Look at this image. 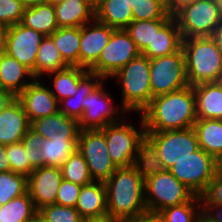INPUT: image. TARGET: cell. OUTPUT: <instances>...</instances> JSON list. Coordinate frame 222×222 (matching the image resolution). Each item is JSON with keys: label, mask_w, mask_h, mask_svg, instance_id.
Here are the masks:
<instances>
[{"label": "cell", "mask_w": 222, "mask_h": 222, "mask_svg": "<svg viewBox=\"0 0 222 222\" xmlns=\"http://www.w3.org/2000/svg\"><path fill=\"white\" fill-rule=\"evenodd\" d=\"M21 4L25 7H33L36 6L38 3H41L39 0H19Z\"/></svg>", "instance_id": "obj_55"}, {"label": "cell", "mask_w": 222, "mask_h": 222, "mask_svg": "<svg viewBox=\"0 0 222 222\" xmlns=\"http://www.w3.org/2000/svg\"><path fill=\"white\" fill-rule=\"evenodd\" d=\"M103 80L102 76L88 72L78 83V92L58 103L59 112L80 120L83 116V99L88 96Z\"/></svg>", "instance_id": "obj_31"}, {"label": "cell", "mask_w": 222, "mask_h": 222, "mask_svg": "<svg viewBox=\"0 0 222 222\" xmlns=\"http://www.w3.org/2000/svg\"><path fill=\"white\" fill-rule=\"evenodd\" d=\"M78 139L50 140L42 138L41 157L43 166L61 167L77 150Z\"/></svg>", "instance_id": "obj_33"}, {"label": "cell", "mask_w": 222, "mask_h": 222, "mask_svg": "<svg viewBox=\"0 0 222 222\" xmlns=\"http://www.w3.org/2000/svg\"><path fill=\"white\" fill-rule=\"evenodd\" d=\"M34 80L31 71L4 51L0 53V87L16 97Z\"/></svg>", "instance_id": "obj_22"}, {"label": "cell", "mask_w": 222, "mask_h": 222, "mask_svg": "<svg viewBox=\"0 0 222 222\" xmlns=\"http://www.w3.org/2000/svg\"><path fill=\"white\" fill-rule=\"evenodd\" d=\"M201 214L200 197L194 195L188 202L165 208L159 212L164 222H194Z\"/></svg>", "instance_id": "obj_37"}, {"label": "cell", "mask_w": 222, "mask_h": 222, "mask_svg": "<svg viewBox=\"0 0 222 222\" xmlns=\"http://www.w3.org/2000/svg\"><path fill=\"white\" fill-rule=\"evenodd\" d=\"M199 148L222 164V120L197 119L193 125Z\"/></svg>", "instance_id": "obj_25"}, {"label": "cell", "mask_w": 222, "mask_h": 222, "mask_svg": "<svg viewBox=\"0 0 222 222\" xmlns=\"http://www.w3.org/2000/svg\"><path fill=\"white\" fill-rule=\"evenodd\" d=\"M104 183L108 214L124 222L147 212L145 181L132 165L118 167Z\"/></svg>", "instance_id": "obj_2"}, {"label": "cell", "mask_w": 222, "mask_h": 222, "mask_svg": "<svg viewBox=\"0 0 222 222\" xmlns=\"http://www.w3.org/2000/svg\"><path fill=\"white\" fill-rule=\"evenodd\" d=\"M221 167L220 162L199 148L190 156L177 161L168 170L199 196Z\"/></svg>", "instance_id": "obj_9"}, {"label": "cell", "mask_w": 222, "mask_h": 222, "mask_svg": "<svg viewBox=\"0 0 222 222\" xmlns=\"http://www.w3.org/2000/svg\"><path fill=\"white\" fill-rule=\"evenodd\" d=\"M82 186L70 181L62 180L56 196V204L75 207Z\"/></svg>", "instance_id": "obj_45"}, {"label": "cell", "mask_w": 222, "mask_h": 222, "mask_svg": "<svg viewBox=\"0 0 222 222\" xmlns=\"http://www.w3.org/2000/svg\"><path fill=\"white\" fill-rule=\"evenodd\" d=\"M82 222H122L120 219L113 217L111 214H104L96 217L84 218Z\"/></svg>", "instance_id": "obj_51"}, {"label": "cell", "mask_w": 222, "mask_h": 222, "mask_svg": "<svg viewBox=\"0 0 222 222\" xmlns=\"http://www.w3.org/2000/svg\"><path fill=\"white\" fill-rule=\"evenodd\" d=\"M38 211L46 222H82L83 220L75 207L61 206L56 203L44 206Z\"/></svg>", "instance_id": "obj_41"}, {"label": "cell", "mask_w": 222, "mask_h": 222, "mask_svg": "<svg viewBox=\"0 0 222 222\" xmlns=\"http://www.w3.org/2000/svg\"><path fill=\"white\" fill-rule=\"evenodd\" d=\"M37 211L27 191L25 194L0 206V222H25Z\"/></svg>", "instance_id": "obj_35"}, {"label": "cell", "mask_w": 222, "mask_h": 222, "mask_svg": "<svg viewBox=\"0 0 222 222\" xmlns=\"http://www.w3.org/2000/svg\"><path fill=\"white\" fill-rule=\"evenodd\" d=\"M182 50L189 86L221 81L222 52L211 36L182 39Z\"/></svg>", "instance_id": "obj_3"}, {"label": "cell", "mask_w": 222, "mask_h": 222, "mask_svg": "<svg viewBox=\"0 0 222 222\" xmlns=\"http://www.w3.org/2000/svg\"><path fill=\"white\" fill-rule=\"evenodd\" d=\"M140 114L145 131L182 130L193 127L197 120L193 86L153 97Z\"/></svg>", "instance_id": "obj_1"}, {"label": "cell", "mask_w": 222, "mask_h": 222, "mask_svg": "<svg viewBox=\"0 0 222 222\" xmlns=\"http://www.w3.org/2000/svg\"><path fill=\"white\" fill-rule=\"evenodd\" d=\"M58 1H61V0H50V2L53 3V4L58 2Z\"/></svg>", "instance_id": "obj_60"}, {"label": "cell", "mask_w": 222, "mask_h": 222, "mask_svg": "<svg viewBox=\"0 0 222 222\" xmlns=\"http://www.w3.org/2000/svg\"><path fill=\"white\" fill-rule=\"evenodd\" d=\"M77 150L83 155L93 181L105 182L118 168L109 156L101 129L80 130Z\"/></svg>", "instance_id": "obj_11"}, {"label": "cell", "mask_w": 222, "mask_h": 222, "mask_svg": "<svg viewBox=\"0 0 222 222\" xmlns=\"http://www.w3.org/2000/svg\"><path fill=\"white\" fill-rule=\"evenodd\" d=\"M197 119L222 120V82L193 86Z\"/></svg>", "instance_id": "obj_21"}, {"label": "cell", "mask_w": 222, "mask_h": 222, "mask_svg": "<svg viewBox=\"0 0 222 222\" xmlns=\"http://www.w3.org/2000/svg\"><path fill=\"white\" fill-rule=\"evenodd\" d=\"M7 29L8 27L0 22V53L5 50Z\"/></svg>", "instance_id": "obj_53"}, {"label": "cell", "mask_w": 222, "mask_h": 222, "mask_svg": "<svg viewBox=\"0 0 222 222\" xmlns=\"http://www.w3.org/2000/svg\"><path fill=\"white\" fill-rule=\"evenodd\" d=\"M140 54L129 33L125 29H115L89 72L109 80L119 69Z\"/></svg>", "instance_id": "obj_12"}, {"label": "cell", "mask_w": 222, "mask_h": 222, "mask_svg": "<svg viewBox=\"0 0 222 222\" xmlns=\"http://www.w3.org/2000/svg\"><path fill=\"white\" fill-rule=\"evenodd\" d=\"M152 98L189 86L182 48L169 55L149 59Z\"/></svg>", "instance_id": "obj_8"}, {"label": "cell", "mask_w": 222, "mask_h": 222, "mask_svg": "<svg viewBox=\"0 0 222 222\" xmlns=\"http://www.w3.org/2000/svg\"><path fill=\"white\" fill-rule=\"evenodd\" d=\"M133 20L171 19L165 0H137Z\"/></svg>", "instance_id": "obj_39"}, {"label": "cell", "mask_w": 222, "mask_h": 222, "mask_svg": "<svg viewBox=\"0 0 222 222\" xmlns=\"http://www.w3.org/2000/svg\"><path fill=\"white\" fill-rule=\"evenodd\" d=\"M25 7L19 0H0V22L7 27L21 22Z\"/></svg>", "instance_id": "obj_43"}, {"label": "cell", "mask_w": 222, "mask_h": 222, "mask_svg": "<svg viewBox=\"0 0 222 222\" xmlns=\"http://www.w3.org/2000/svg\"><path fill=\"white\" fill-rule=\"evenodd\" d=\"M30 129L50 140L78 139L80 132L78 120L59 111L32 121Z\"/></svg>", "instance_id": "obj_19"}, {"label": "cell", "mask_w": 222, "mask_h": 222, "mask_svg": "<svg viewBox=\"0 0 222 222\" xmlns=\"http://www.w3.org/2000/svg\"><path fill=\"white\" fill-rule=\"evenodd\" d=\"M217 3H218L219 13L222 20V0H217Z\"/></svg>", "instance_id": "obj_57"}, {"label": "cell", "mask_w": 222, "mask_h": 222, "mask_svg": "<svg viewBox=\"0 0 222 222\" xmlns=\"http://www.w3.org/2000/svg\"><path fill=\"white\" fill-rule=\"evenodd\" d=\"M20 23L44 36H50L59 28L56 22L55 8L51 2H41L36 6L25 8Z\"/></svg>", "instance_id": "obj_28"}, {"label": "cell", "mask_w": 222, "mask_h": 222, "mask_svg": "<svg viewBox=\"0 0 222 222\" xmlns=\"http://www.w3.org/2000/svg\"><path fill=\"white\" fill-rule=\"evenodd\" d=\"M63 180L59 167L35 168L27 177V191L37 210L56 203V196Z\"/></svg>", "instance_id": "obj_15"}, {"label": "cell", "mask_w": 222, "mask_h": 222, "mask_svg": "<svg viewBox=\"0 0 222 222\" xmlns=\"http://www.w3.org/2000/svg\"><path fill=\"white\" fill-rule=\"evenodd\" d=\"M67 67L69 65L63 60L51 37L45 36L38 48L35 69L31 72L34 79H44L46 75Z\"/></svg>", "instance_id": "obj_29"}, {"label": "cell", "mask_w": 222, "mask_h": 222, "mask_svg": "<svg viewBox=\"0 0 222 222\" xmlns=\"http://www.w3.org/2000/svg\"><path fill=\"white\" fill-rule=\"evenodd\" d=\"M44 81V82H43ZM45 79H34L18 96L30 123L59 111L58 101Z\"/></svg>", "instance_id": "obj_16"}, {"label": "cell", "mask_w": 222, "mask_h": 222, "mask_svg": "<svg viewBox=\"0 0 222 222\" xmlns=\"http://www.w3.org/2000/svg\"><path fill=\"white\" fill-rule=\"evenodd\" d=\"M145 135L158 149L164 169H169L177 161L199 149L193 127L182 130L145 131Z\"/></svg>", "instance_id": "obj_13"}, {"label": "cell", "mask_w": 222, "mask_h": 222, "mask_svg": "<svg viewBox=\"0 0 222 222\" xmlns=\"http://www.w3.org/2000/svg\"><path fill=\"white\" fill-rule=\"evenodd\" d=\"M144 190L146 209L153 213L188 202L195 195L168 169L147 178Z\"/></svg>", "instance_id": "obj_6"}, {"label": "cell", "mask_w": 222, "mask_h": 222, "mask_svg": "<svg viewBox=\"0 0 222 222\" xmlns=\"http://www.w3.org/2000/svg\"><path fill=\"white\" fill-rule=\"evenodd\" d=\"M89 72V70L79 66H69L65 69L46 75L52 81L48 87L55 96L58 103L78 92L79 81Z\"/></svg>", "instance_id": "obj_27"}, {"label": "cell", "mask_w": 222, "mask_h": 222, "mask_svg": "<svg viewBox=\"0 0 222 222\" xmlns=\"http://www.w3.org/2000/svg\"><path fill=\"white\" fill-rule=\"evenodd\" d=\"M194 222H209L202 214H200Z\"/></svg>", "instance_id": "obj_56"}, {"label": "cell", "mask_w": 222, "mask_h": 222, "mask_svg": "<svg viewBox=\"0 0 222 222\" xmlns=\"http://www.w3.org/2000/svg\"><path fill=\"white\" fill-rule=\"evenodd\" d=\"M89 1L91 4H93L94 6H96V0H87Z\"/></svg>", "instance_id": "obj_59"}, {"label": "cell", "mask_w": 222, "mask_h": 222, "mask_svg": "<svg viewBox=\"0 0 222 222\" xmlns=\"http://www.w3.org/2000/svg\"><path fill=\"white\" fill-rule=\"evenodd\" d=\"M124 222H164L159 213L145 212Z\"/></svg>", "instance_id": "obj_48"}, {"label": "cell", "mask_w": 222, "mask_h": 222, "mask_svg": "<svg viewBox=\"0 0 222 222\" xmlns=\"http://www.w3.org/2000/svg\"><path fill=\"white\" fill-rule=\"evenodd\" d=\"M25 222H46L42 214L37 211L32 217L28 218Z\"/></svg>", "instance_id": "obj_54"}, {"label": "cell", "mask_w": 222, "mask_h": 222, "mask_svg": "<svg viewBox=\"0 0 222 222\" xmlns=\"http://www.w3.org/2000/svg\"><path fill=\"white\" fill-rule=\"evenodd\" d=\"M6 155L10 162L12 172L28 177L34 170L30 166L22 142L6 145Z\"/></svg>", "instance_id": "obj_40"}, {"label": "cell", "mask_w": 222, "mask_h": 222, "mask_svg": "<svg viewBox=\"0 0 222 222\" xmlns=\"http://www.w3.org/2000/svg\"><path fill=\"white\" fill-rule=\"evenodd\" d=\"M114 30L96 19L81 26L79 67L89 70L97 62Z\"/></svg>", "instance_id": "obj_17"}, {"label": "cell", "mask_w": 222, "mask_h": 222, "mask_svg": "<svg viewBox=\"0 0 222 222\" xmlns=\"http://www.w3.org/2000/svg\"><path fill=\"white\" fill-rule=\"evenodd\" d=\"M75 208L83 219L106 214L105 183L93 181L88 185L82 186Z\"/></svg>", "instance_id": "obj_23"}, {"label": "cell", "mask_w": 222, "mask_h": 222, "mask_svg": "<svg viewBox=\"0 0 222 222\" xmlns=\"http://www.w3.org/2000/svg\"><path fill=\"white\" fill-rule=\"evenodd\" d=\"M126 1L128 5H130L132 8H135L137 0H126Z\"/></svg>", "instance_id": "obj_58"}, {"label": "cell", "mask_w": 222, "mask_h": 222, "mask_svg": "<svg viewBox=\"0 0 222 222\" xmlns=\"http://www.w3.org/2000/svg\"><path fill=\"white\" fill-rule=\"evenodd\" d=\"M30 125L21 102L16 98L0 113V144L21 142Z\"/></svg>", "instance_id": "obj_18"}, {"label": "cell", "mask_w": 222, "mask_h": 222, "mask_svg": "<svg viewBox=\"0 0 222 222\" xmlns=\"http://www.w3.org/2000/svg\"><path fill=\"white\" fill-rule=\"evenodd\" d=\"M42 136L29 129L21 142L29 159L30 166L35 169L43 166L41 149H42Z\"/></svg>", "instance_id": "obj_42"}, {"label": "cell", "mask_w": 222, "mask_h": 222, "mask_svg": "<svg viewBox=\"0 0 222 222\" xmlns=\"http://www.w3.org/2000/svg\"><path fill=\"white\" fill-rule=\"evenodd\" d=\"M201 204H222V167L199 195Z\"/></svg>", "instance_id": "obj_44"}, {"label": "cell", "mask_w": 222, "mask_h": 222, "mask_svg": "<svg viewBox=\"0 0 222 222\" xmlns=\"http://www.w3.org/2000/svg\"><path fill=\"white\" fill-rule=\"evenodd\" d=\"M201 214L209 222H222V204H201Z\"/></svg>", "instance_id": "obj_46"}, {"label": "cell", "mask_w": 222, "mask_h": 222, "mask_svg": "<svg viewBox=\"0 0 222 222\" xmlns=\"http://www.w3.org/2000/svg\"><path fill=\"white\" fill-rule=\"evenodd\" d=\"M114 78L121 88V106L128 112L140 114L151 102L149 58L140 54L119 69Z\"/></svg>", "instance_id": "obj_4"}, {"label": "cell", "mask_w": 222, "mask_h": 222, "mask_svg": "<svg viewBox=\"0 0 222 222\" xmlns=\"http://www.w3.org/2000/svg\"><path fill=\"white\" fill-rule=\"evenodd\" d=\"M62 177L66 181L73 182L80 186L93 182L90 176L87 163L83 155L76 150L60 167Z\"/></svg>", "instance_id": "obj_36"}, {"label": "cell", "mask_w": 222, "mask_h": 222, "mask_svg": "<svg viewBox=\"0 0 222 222\" xmlns=\"http://www.w3.org/2000/svg\"><path fill=\"white\" fill-rule=\"evenodd\" d=\"M170 19L133 20L125 29L139 52L142 54L149 45H153L155 32H158Z\"/></svg>", "instance_id": "obj_34"}, {"label": "cell", "mask_w": 222, "mask_h": 222, "mask_svg": "<svg viewBox=\"0 0 222 222\" xmlns=\"http://www.w3.org/2000/svg\"><path fill=\"white\" fill-rule=\"evenodd\" d=\"M102 0H96V5L99 3V2H101Z\"/></svg>", "instance_id": "obj_62"}, {"label": "cell", "mask_w": 222, "mask_h": 222, "mask_svg": "<svg viewBox=\"0 0 222 222\" xmlns=\"http://www.w3.org/2000/svg\"><path fill=\"white\" fill-rule=\"evenodd\" d=\"M211 37L214 39L217 47L222 52V20L219 23V25L216 27V29L214 30V32H213Z\"/></svg>", "instance_id": "obj_52"}, {"label": "cell", "mask_w": 222, "mask_h": 222, "mask_svg": "<svg viewBox=\"0 0 222 222\" xmlns=\"http://www.w3.org/2000/svg\"><path fill=\"white\" fill-rule=\"evenodd\" d=\"M53 5L59 28L81 27L95 19V6L87 0H61Z\"/></svg>", "instance_id": "obj_20"}, {"label": "cell", "mask_w": 222, "mask_h": 222, "mask_svg": "<svg viewBox=\"0 0 222 222\" xmlns=\"http://www.w3.org/2000/svg\"><path fill=\"white\" fill-rule=\"evenodd\" d=\"M182 48V37L177 21L172 17L158 32H155L153 45L142 53L149 59L173 54Z\"/></svg>", "instance_id": "obj_24"}, {"label": "cell", "mask_w": 222, "mask_h": 222, "mask_svg": "<svg viewBox=\"0 0 222 222\" xmlns=\"http://www.w3.org/2000/svg\"><path fill=\"white\" fill-rule=\"evenodd\" d=\"M8 171H11V167L6 155V145L0 144V172Z\"/></svg>", "instance_id": "obj_50"}, {"label": "cell", "mask_w": 222, "mask_h": 222, "mask_svg": "<svg viewBox=\"0 0 222 222\" xmlns=\"http://www.w3.org/2000/svg\"><path fill=\"white\" fill-rule=\"evenodd\" d=\"M104 83L106 79L83 99V116L78 121L80 130L103 129L128 114L121 105L116 106L113 95L107 91Z\"/></svg>", "instance_id": "obj_7"}, {"label": "cell", "mask_w": 222, "mask_h": 222, "mask_svg": "<svg viewBox=\"0 0 222 222\" xmlns=\"http://www.w3.org/2000/svg\"><path fill=\"white\" fill-rule=\"evenodd\" d=\"M137 117H139V127H136V123L128 122L125 116L122 120L101 129L105 134L109 156L117 167H128L133 164L137 145L145 136L141 114Z\"/></svg>", "instance_id": "obj_5"}, {"label": "cell", "mask_w": 222, "mask_h": 222, "mask_svg": "<svg viewBox=\"0 0 222 222\" xmlns=\"http://www.w3.org/2000/svg\"><path fill=\"white\" fill-rule=\"evenodd\" d=\"M132 166L144 181L164 170L158 149L146 135L137 145V153Z\"/></svg>", "instance_id": "obj_30"}, {"label": "cell", "mask_w": 222, "mask_h": 222, "mask_svg": "<svg viewBox=\"0 0 222 222\" xmlns=\"http://www.w3.org/2000/svg\"><path fill=\"white\" fill-rule=\"evenodd\" d=\"M40 2H50V0H39Z\"/></svg>", "instance_id": "obj_61"}, {"label": "cell", "mask_w": 222, "mask_h": 222, "mask_svg": "<svg viewBox=\"0 0 222 222\" xmlns=\"http://www.w3.org/2000/svg\"><path fill=\"white\" fill-rule=\"evenodd\" d=\"M27 192V177L12 171L0 172V206Z\"/></svg>", "instance_id": "obj_38"}, {"label": "cell", "mask_w": 222, "mask_h": 222, "mask_svg": "<svg viewBox=\"0 0 222 222\" xmlns=\"http://www.w3.org/2000/svg\"><path fill=\"white\" fill-rule=\"evenodd\" d=\"M44 37L43 34L21 23L12 25L7 29L4 52L32 72L35 69L38 48Z\"/></svg>", "instance_id": "obj_14"}, {"label": "cell", "mask_w": 222, "mask_h": 222, "mask_svg": "<svg viewBox=\"0 0 222 222\" xmlns=\"http://www.w3.org/2000/svg\"><path fill=\"white\" fill-rule=\"evenodd\" d=\"M95 19L113 29H126L133 21L132 7L126 0H102L95 6Z\"/></svg>", "instance_id": "obj_26"}, {"label": "cell", "mask_w": 222, "mask_h": 222, "mask_svg": "<svg viewBox=\"0 0 222 222\" xmlns=\"http://www.w3.org/2000/svg\"><path fill=\"white\" fill-rule=\"evenodd\" d=\"M50 37L59 49L63 60L69 66H79L81 27L58 28Z\"/></svg>", "instance_id": "obj_32"}, {"label": "cell", "mask_w": 222, "mask_h": 222, "mask_svg": "<svg viewBox=\"0 0 222 222\" xmlns=\"http://www.w3.org/2000/svg\"><path fill=\"white\" fill-rule=\"evenodd\" d=\"M174 18L182 39L210 37L221 22L217 0H198L181 9Z\"/></svg>", "instance_id": "obj_10"}, {"label": "cell", "mask_w": 222, "mask_h": 222, "mask_svg": "<svg viewBox=\"0 0 222 222\" xmlns=\"http://www.w3.org/2000/svg\"><path fill=\"white\" fill-rule=\"evenodd\" d=\"M17 97L9 90L0 87V113Z\"/></svg>", "instance_id": "obj_49"}, {"label": "cell", "mask_w": 222, "mask_h": 222, "mask_svg": "<svg viewBox=\"0 0 222 222\" xmlns=\"http://www.w3.org/2000/svg\"><path fill=\"white\" fill-rule=\"evenodd\" d=\"M198 0H165L168 13L174 17L181 9Z\"/></svg>", "instance_id": "obj_47"}]
</instances>
